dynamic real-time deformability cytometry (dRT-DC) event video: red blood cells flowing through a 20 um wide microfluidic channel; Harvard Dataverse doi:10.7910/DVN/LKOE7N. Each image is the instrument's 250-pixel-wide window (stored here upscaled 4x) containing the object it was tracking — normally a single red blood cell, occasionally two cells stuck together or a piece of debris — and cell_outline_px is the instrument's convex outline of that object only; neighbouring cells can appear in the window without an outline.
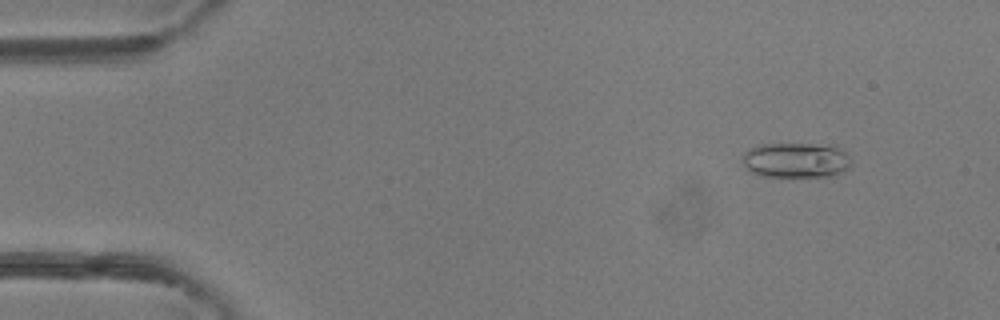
{"species": "common noctule bat (a hibernating species)", "species_latin": "Nyctalus noctula", "temperature_condition": "room temperature", "stored_images_in_passage": 47, "camera_frame_rate_fps": 3000, "um_per_image_px": 0.085, "animal": {"sex": "female"}, "frame": {"image": 1, "passage_image": 5, "time_ms": 1.333, "image_size_px": [1000, 320], "cell_outline_px": [[852, 164], [840, 172], [832, 176], [760, 176], [744, 168], [744, 152], [748, 148], [760, 144], [836, 144], [852, 160]], "centroid_in_image_um": [67.66, 13.6], "position_along_channel_um": 17.3, "area_um2": 22.43}}
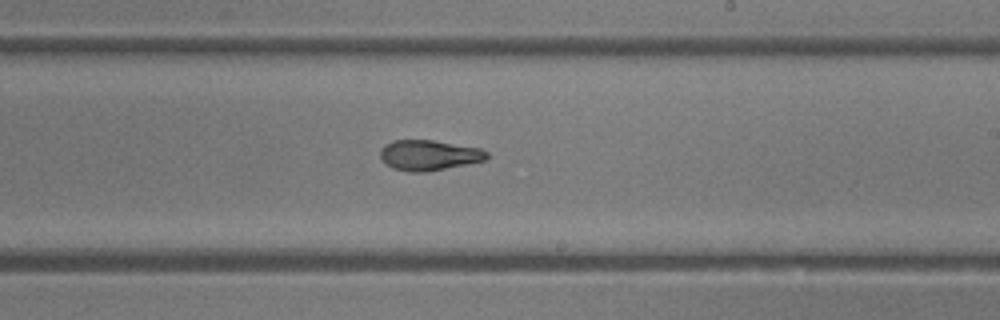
{"frame": {"image": 2, "passage_image": 28, "time_ms": 9.0, "image_size_px": [1000, 320], "cell_outline_px": [[488, 156], [484, 160], [424, 172], [408, 172], [392, 168], [384, 164], [380, 156], [380, 148], [384, 144], [392, 140], [432, 140], [480, 148], [488, 152]], "centroid_in_image_um": [36.38, 13.18], "position_along_channel_um": 252.6, "area_um2": 18.79}}
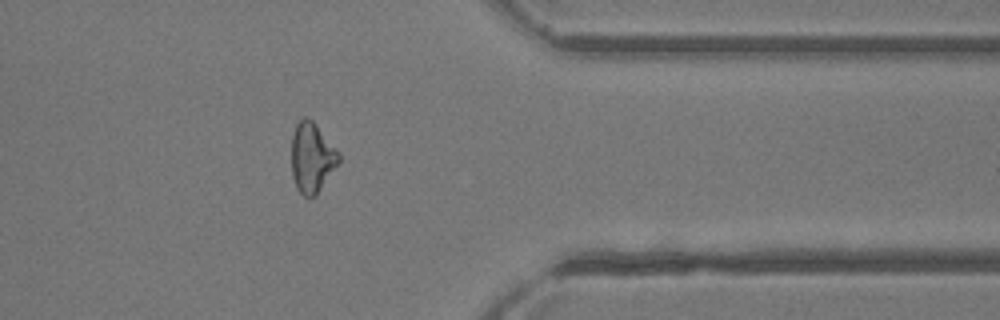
{"frame": {"image": 3, "passage_image": 38, "time_ms": 12.333, "image_size_px": [1000, 320], "cell_outline_px": [[340, 160], [316, 192], [312, 196], [304, 196], [296, 188], [292, 176], [292, 136], [296, 124], [304, 116], [308, 116], [312, 120], [340, 152]], "centroid_in_image_um": [26.49, 13.33], "position_along_channel_um": 384.9, "area_um2": 18.84}, "authors_computed_cell_mechanics": {"area_um2": 19.7098, "velocity_mm_per_s": 4.3885, "shape_relaxation_time_tau1_ms": null, "shape_relaxation_time_tau2_ms": 2.3409, "deformation_change_tau1": null, "deformation_change_tau2": 0.0903}}